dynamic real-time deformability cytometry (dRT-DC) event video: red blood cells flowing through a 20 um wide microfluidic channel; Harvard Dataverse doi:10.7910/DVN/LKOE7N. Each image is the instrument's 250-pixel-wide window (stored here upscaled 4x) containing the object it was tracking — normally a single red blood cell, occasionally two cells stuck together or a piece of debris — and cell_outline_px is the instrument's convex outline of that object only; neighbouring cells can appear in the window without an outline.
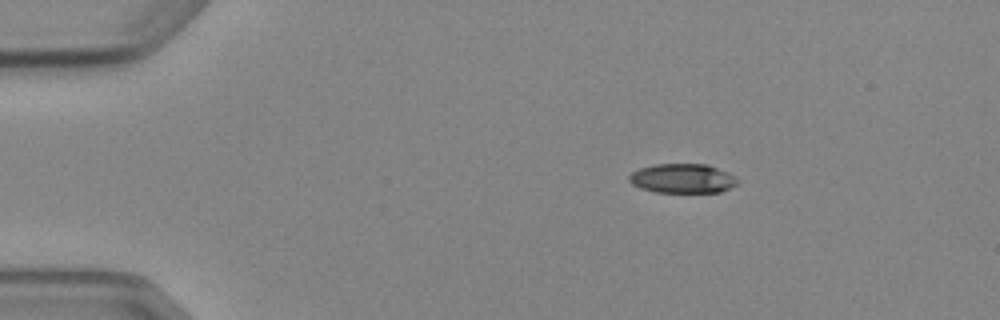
{"species": "Egyptian fruit bat (a non-hibernating species)", "species_latin": "Rousettus aegyptiacus", "temperature_condition": "cold", "stored_images_in_passage": 4, "camera_frame_rate_fps": 3000, "um_per_image_px": 0.085, "animal": {"sex": "female"}, "frame": {"image": 1, "passage_image": 2, "time_ms": 1.333, "image_size_px": [1000, 320], "cell_outline_px": [[740, 180], [736, 184], [720, 192], [656, 192], [640, 188], [632, 184], [628, 180], [628, 176], [632, 172], [640, 168], [656, 164], [708, 164], [728, 172], [736, 176]], "centroid_in_image_um": [58.02, 15.16], "position_along_channel_um": 27.0, "area_um2": 18.61}}